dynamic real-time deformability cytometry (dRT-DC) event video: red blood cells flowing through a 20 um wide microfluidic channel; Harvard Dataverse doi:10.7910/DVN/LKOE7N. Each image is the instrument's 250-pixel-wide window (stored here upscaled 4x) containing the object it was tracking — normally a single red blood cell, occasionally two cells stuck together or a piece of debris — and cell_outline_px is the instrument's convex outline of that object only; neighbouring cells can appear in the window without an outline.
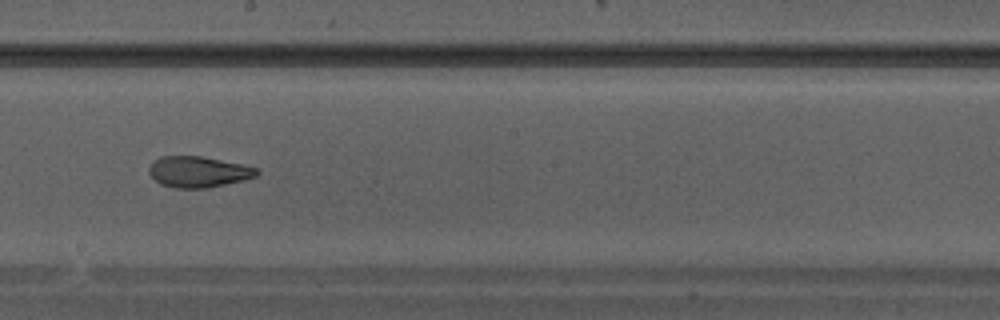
{"species": "Egyptian fruit bat (a non-hibernating species)", "species_latin": "Rousettus aegyptiacus", "temperature_condition": "warm", "stored_images_in_passage": 23, "camera_frame_rate_fps": 3000, "um_per_image_px": 0.085, "animal": {"sex": "male"}, "frame": {"image": 1, "passage_image": 10, "time_ms": 3.0, "image_size_px": [1000, 320], "cell_outline_px": [[260, 172], [256, 176], [244, 180], [208, 188], [176, 188], [160, 184], [148, 172], [148, 168], [160, 156], [200, 156], [240, 164], [256, 168]], "centroid_in_image_um": [16.85, 14.61], "position_along_channel_um": 231.3, "area_um2": 19.25}}